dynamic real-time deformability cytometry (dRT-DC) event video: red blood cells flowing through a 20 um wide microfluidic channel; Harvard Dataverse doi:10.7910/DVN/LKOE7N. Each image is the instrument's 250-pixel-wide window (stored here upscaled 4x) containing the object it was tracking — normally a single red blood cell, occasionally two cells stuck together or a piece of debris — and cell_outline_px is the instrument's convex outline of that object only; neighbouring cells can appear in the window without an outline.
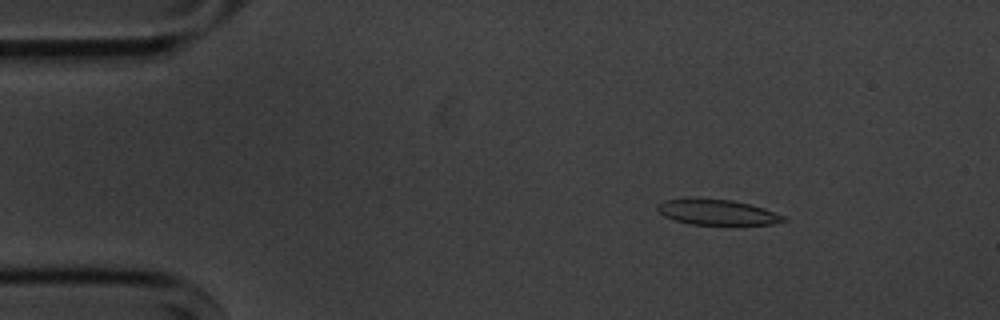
{"species": "common noctule bat (a hibernating species)", "species_latin": "Nyctalus noctula", "temperature_condition": "cold", "stored_images_in_passage": 4, "camera_frame_rate_fps": 3000, "um_per_image_px": 0.085, "animal": {"sex": "male", "body_mass_g": 20.1, "forearm_length_mm": 53.5}, "frame": {"image": 1, "passage_image": 2, "time_ms": 1.333, "image_size_px": [1000, 320], "cell_outline_px": [[788, 220], [772, 224], [688, 224], [664, 216], [656, 208], [656, 204], [664, 200], [732, 200], [764, 208], [784, 216]], "centroid_in_image_um": [60.98, 18.06], "position_along_channel_um": 24.0, "area_um2": 17.98}}